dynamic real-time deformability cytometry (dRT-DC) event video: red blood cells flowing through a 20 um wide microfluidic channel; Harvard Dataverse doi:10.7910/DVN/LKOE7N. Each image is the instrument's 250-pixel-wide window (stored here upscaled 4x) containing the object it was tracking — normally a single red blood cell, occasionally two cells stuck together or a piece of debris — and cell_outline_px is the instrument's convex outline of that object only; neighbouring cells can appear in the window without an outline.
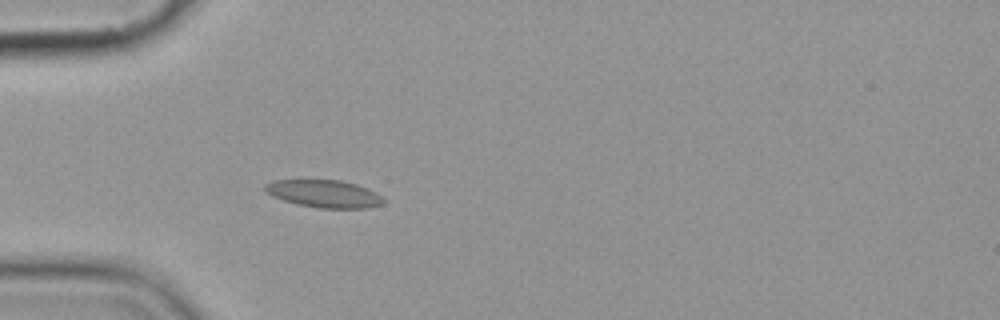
{"species": "common noctule bat (a hibernating species)", "species_latin": "Nyctalus noctula", "temperature_condition": "cold", "stored_images_in_passage": 2, "camera_frame_rate_fps": 3000, "um_per_image_px": 0.085, "animal": {"sex": "female", "body_mass_g": 19.9}, "frame": {"image": 1, "passage_image": 2, "time_ms": 1.333, "image_size_px": [1000, 320], "cell_outline_px": [[384, 204], [368, 208], [320, 208], [296, 204], [272, 196], [264, 192], [264, 184], [272, 180], [340, 180], [356, 184], [368, 188], [376, 192], [384, 200]], "centroid_in_image_um": [27.53, 16.46], "position_along_channel_um": 57.5, "area_um2": 19.13}}